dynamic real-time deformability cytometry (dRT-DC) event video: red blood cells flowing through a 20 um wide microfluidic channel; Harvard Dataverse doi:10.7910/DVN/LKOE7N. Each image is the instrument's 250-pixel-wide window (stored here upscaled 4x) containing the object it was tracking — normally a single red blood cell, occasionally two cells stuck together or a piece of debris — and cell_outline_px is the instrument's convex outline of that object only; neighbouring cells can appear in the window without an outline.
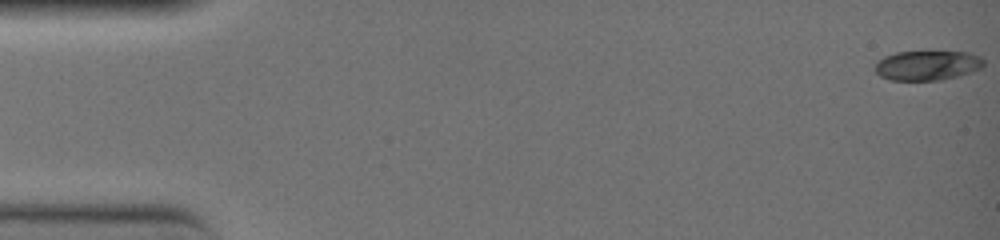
{"species": "common noctule bat (a hibernating species)", "species_latin": "Nyctalus noctula", "temperature_condition": "warm", "stored_images_in_passage": 49, "camera_frame_rate_fps": 3000, "um_per_image_px": 0.085, "animal": {"sex": "female", "body_mass_g": 19.0, "forearm_length_mm": 51.5}, "frame": {"image": 1, "passage_image": 1, "time_ms": 0.0, "image_size_px": [1000, 240], "cell_outline_px": [[984, 64], [980, 68], [972, 72], [940, 80], [888, 80], [880, 76], [876, 72], [876, 60], [884, 56], [896, 52], [968, 52], [980, 56], [984, 60]], "centroid_in_image_um": [78.8, 5.56], "position_along_channel_um": 6.2, "area_um2": 18.79}}
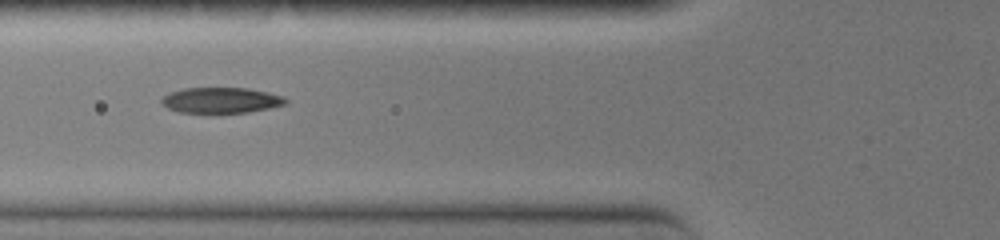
{"frame": {"image": 2, "passage_image": 20, "time_ms": 6.333, "image_size_px": [1000, 240], "cell_outline_px": [[288, 104], [248, 112], [220, 116], [180, 112], [168, 108], [160, 104], [160, 100], [164, 96], [172, 92], [184, 88], [248, 88], [268, 92], [284, 96], [288, 100]], "centroid_in_image_um": [18.79, 8.57], "position_along_channel_um": 107.0, "area_um2": 19.42}}
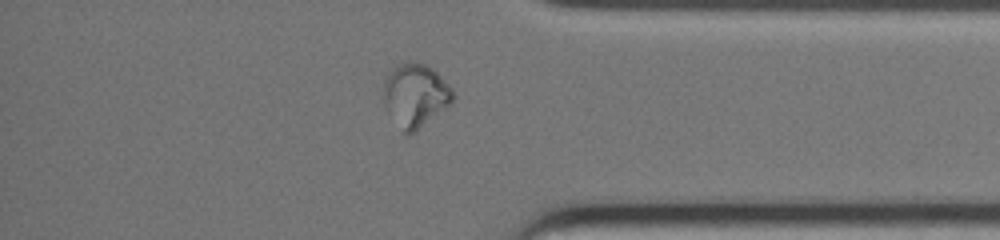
{"frame": {"image": 3, "passage_image": 42, "time_ms": 13.667, "image_size_px": [1000, 240], "cell_outline_px": [[456, 96], [452, 104], [412, 132], [404, 132], [384, 108], [380, 92], [384, 80], [388, 72], [392, 68], [408, 60], [416, 60], [432, 68], [452, 88]], "centroid_in_image_um": [35.26, 8.04], "position_along_channel_um": 399.9, "area_um2": 25.95}, "authors_computed_cell_mechanics": {"area_um2": 19.4208, "velocity_mm_per_s": 4.037, "shape_relaxation_time_tau1_ms": null, "shape_relaxation_time_tau2_ms": 0.9321, "deformation_change_tau1": null, "deformation_change_tau2": 0.0455}}